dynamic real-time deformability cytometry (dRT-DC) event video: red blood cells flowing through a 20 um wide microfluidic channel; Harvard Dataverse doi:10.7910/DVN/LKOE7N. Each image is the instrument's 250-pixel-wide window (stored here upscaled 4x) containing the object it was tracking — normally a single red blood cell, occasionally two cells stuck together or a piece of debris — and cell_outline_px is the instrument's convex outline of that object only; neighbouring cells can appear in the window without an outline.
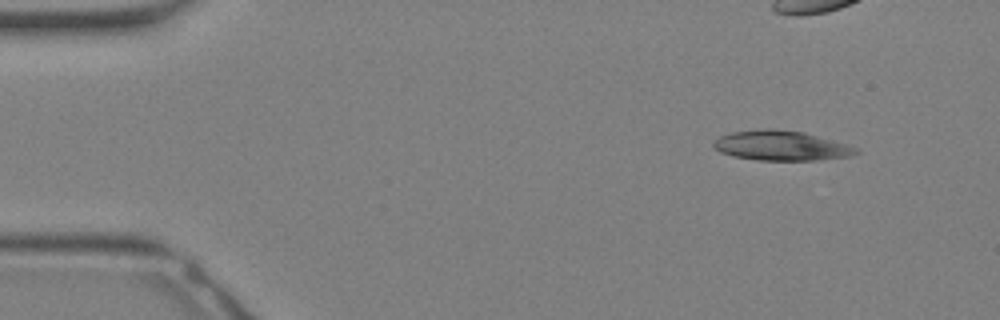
{"species": "Egyptian fruit bat (a non-hibernating species)", "species_latin": "Rousettus aegyptiacus", "temperature_condition": "warm", "stored_images_in_passage": 31, "camera_frame_rate_fps": 3000, "um_per_image_px": 0.085, "animal": {"sex": "female"}, "frame": {"image": 1, "passage_image": 1, "time_ms": 0.0, "image_size_px": [1000, 320], "cell_outline_px": [[860, 152], [848, 156], [816, 160], [756, 160], [732, 156], [720, 152], [712, 144], [720, 136], [732, 132], [764, 128], [768, 128], [804, 132], [860, 148]], "centroid_in_image_um": [66.4, 12.38], "position_along_channel_um": 18.6, "area_um2": 24.62}}